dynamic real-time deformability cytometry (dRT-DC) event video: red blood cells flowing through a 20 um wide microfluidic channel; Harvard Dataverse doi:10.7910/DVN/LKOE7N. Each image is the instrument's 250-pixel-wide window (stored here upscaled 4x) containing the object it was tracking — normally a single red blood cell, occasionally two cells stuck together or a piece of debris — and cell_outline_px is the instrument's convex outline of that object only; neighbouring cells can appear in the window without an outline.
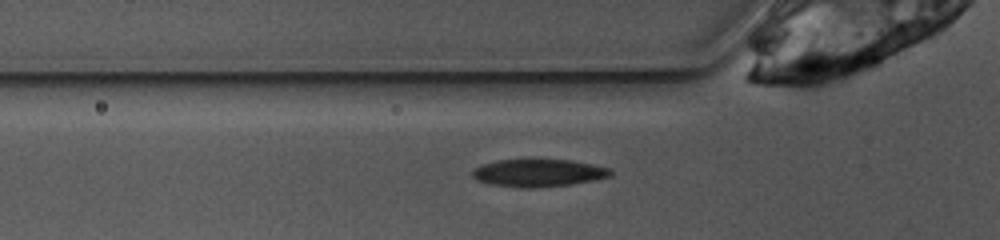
{"species": "common noctule bat (a hibernating species)", "species_latin": "Nyctalus noctula", "temperature_condition": "warm", "stored_images_in_passage": 40, "segment_of_instrument_passage": [1, 2], "camera_frame_rate_fps": 3000, "um_per_image_px": 0.085, "animal": {"sex": "female", "body_mass_g": 10.0, "forearm_length_mm": 53.1}, "frame": {"image": 1, "passage_image": 4, "time_ms": 1.0, "image_size_px": [1000, 240], "cell_outline_px": [[616, 172], [612, 176], [592, 180], [568, 184], [532, 188], [520, 188], [492, 184], [476, 180], [472, 176], [472, 168], [480, 164], [496, 160], [572, 160], [612, 168]], "centroid_in_image_um": [45.77, 14.69], "position_along_channel_um": 80.0, "area_um2": 22.31}}
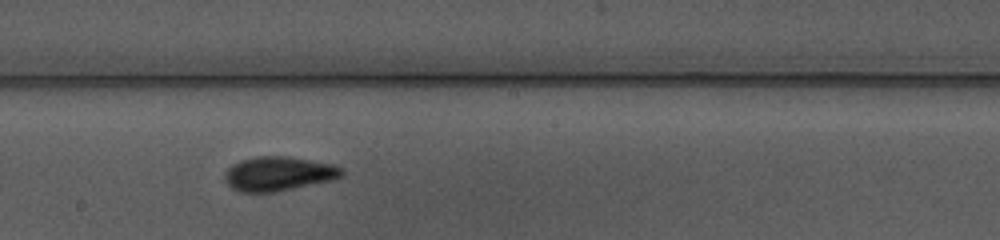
{"frame": {"image": 2, "passage_image": 15, "time_ms": 4.667, "image_size_px": [1000, 240], "cell_outline_px": [[344, 176], [332, 180], [276, 192], [240, 192], [232, 188], [224, 180], [224, 172], [232, 164], [240, 160], [256, 156], [288, 156], [332, 164], [344, 168]], "centroid_in_image_um": [23.67, 14.76], "position_along_channel_um": 224.5, "area_um2": 23.58}}
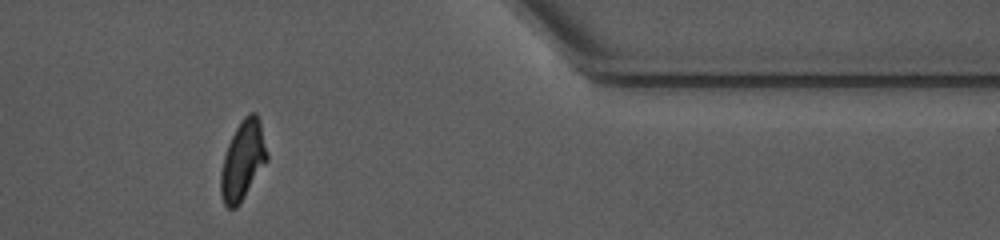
{"frame": {"image": 3, "passage_image": 30, "time_ms": 9.667, "image_size_px": [1000, 240], "cell_outline_px": [[268, 160], [240, 204], [236, 208], [228, 208], [224, 204], [220, 192], [220, 172], [224, 156], [228, 144], [240, 120], [248, 112], [256, 112], [260, 120], [268, 156]], "centroid_in_image_um": [20.64, 13.63], "position_along_channel_um": 390.8, "area_um2": 21.44}}